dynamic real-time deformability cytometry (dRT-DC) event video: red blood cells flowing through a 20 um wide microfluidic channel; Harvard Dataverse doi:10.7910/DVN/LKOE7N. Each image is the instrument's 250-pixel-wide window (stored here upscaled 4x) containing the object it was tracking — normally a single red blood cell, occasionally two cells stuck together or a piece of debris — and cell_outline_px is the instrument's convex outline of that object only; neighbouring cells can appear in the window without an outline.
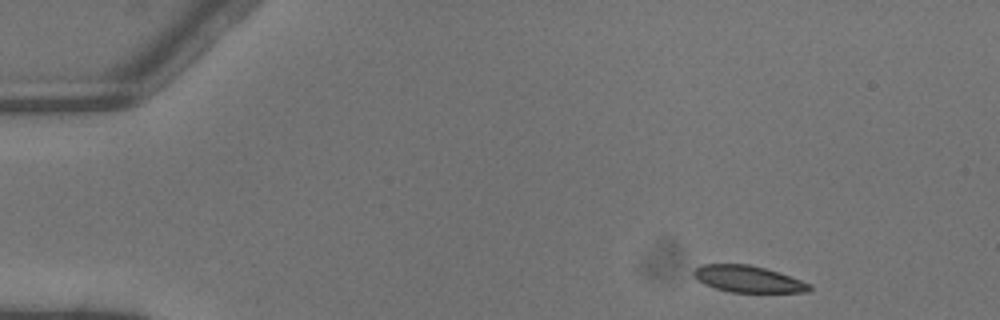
{"species": "common noctule bat (a hibernating species)", "species_latin": "Nyctalus noctula", "temperature_condition": "warm", "stored_images_in_passage": 3, "camera_frame_rate_fps": 3000, "um_per_image_px": 0.085, "animal": {"sex": "male", "body_mass_g": 13.3}, "frame": {"image": 1, "passage_image": 1, "time_ms": 0.0, "image_size_px": [1000, 320], "cell_outline_px": [[812, 288], [808, 292], [732, 292], [716, 288], [704, 284], [696, 280], [692, 276], [692, 272], [696, 268], [704, 264], [748, 264], [764, 268], [812, 284]], "centroid_in_image_um": [63.55, 23.72], "position_along_channel_um": 21.5, "area_um2": 17.8}}